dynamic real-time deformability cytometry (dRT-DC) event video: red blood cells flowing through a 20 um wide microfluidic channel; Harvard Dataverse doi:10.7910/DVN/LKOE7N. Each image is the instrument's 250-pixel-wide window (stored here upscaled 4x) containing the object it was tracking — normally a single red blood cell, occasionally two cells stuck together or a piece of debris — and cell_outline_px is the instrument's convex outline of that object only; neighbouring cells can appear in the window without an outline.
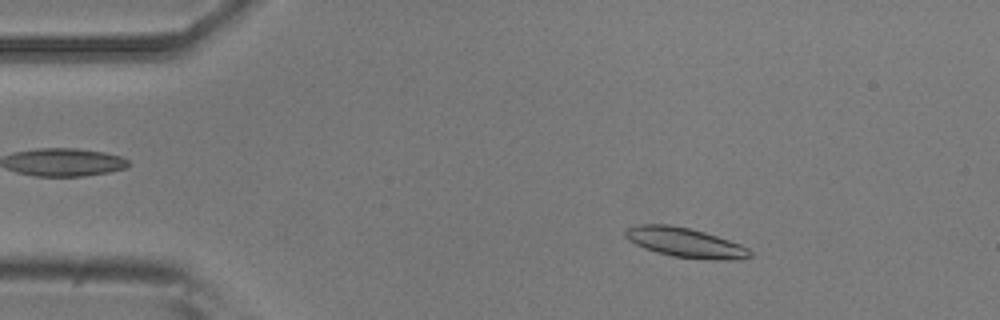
{"species": "common noctule bat (a hibernating species)", "species_latin": "Nyctalus noctula", "temperature_condition": "room temperature", "stored_images_in_passage": 51, "camera_frame_rate_fps": 3000, "um_per_image_px": 0.085, "animal": {"sex": "male", "body_mass_g": 20.5, "forearm_length_mm": 52.5}, "frame": {"image": 1, "passage_image": 8, "time_ms": 2.333, "image_size_px": [1000, 320], "cell_outline_px": [[752, 256], [740, 260], [720, 260], [672, 256], [656, 252], [644, 248], [628, 240], [624, 236], [624, 232], [628, 228], [636, 224], [668, 224], [688, 228], [704, 232], [740, 244], [748, 248], [752, 252]], "centroid_in_image_um": [58.24, 20.62], "position_along_channel_um": 26.8, "area_um2": 21.44}}
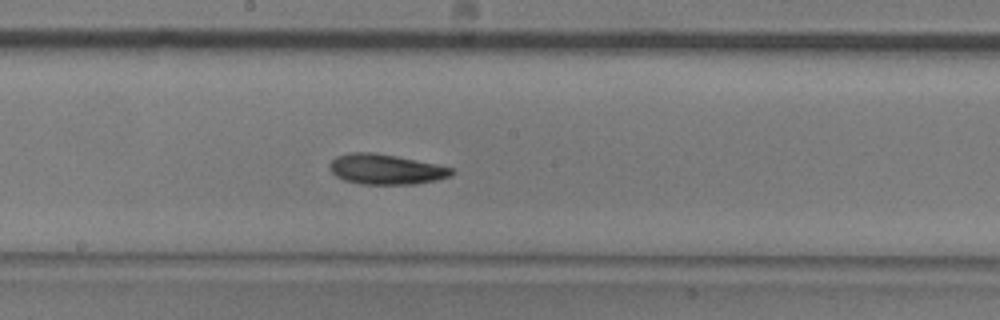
{"frame": {"image": 2, "passage_image": 27, "time_ms": 8.667, "image_size_px": [1000, 320], "cell_outline_px": [[456, 172], [452, 176], [436, 180], [416, 184], [360, 184], [344, 180], [336, 176], [328, 168], [328, 164], [336, 156], [348, 152], [372, 152], [396, 156], [436, 164], [452, 168]], "centroid_in_image_um": [32.78, 14.39], "position_along_channel_um": 215.4, "area_um2": 21.62}}
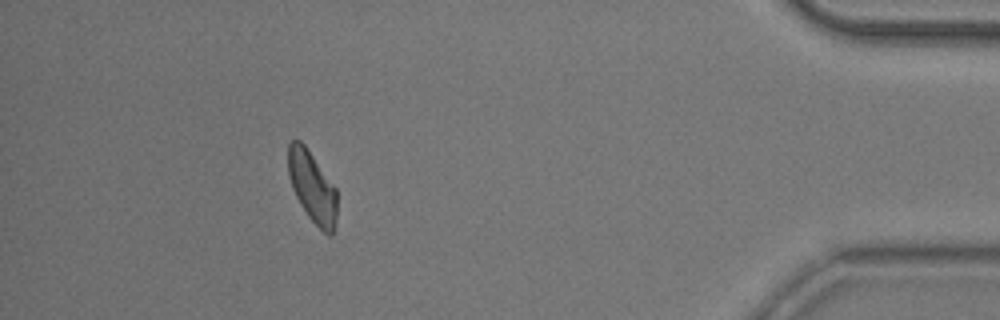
{"frame": {"image": 3, "passage_image": 46, "time_ms": 15.0, "image_size_px": [1000, 320], "cell_outline_px": [[336, 220], [332, 236], [328, 236], [308, 216], [300, 204], [292, 188], [288, 172], [288, 144], [292, 140], [300, 140], [304, 144], [336, 188]], "centroid_in_image_um": [26.53, 15.89], "position_along_channel_um": 408.7, "area_um2": 20.06}, "authors_computed_cell_mechanics": {"area_um2": 20.808, "velocity_mm_per_s": 3.9206, "shape_relaxation_time_tau1_ms": 3.121, "shape_relaxation_time_tau2_ms": null, "deformation_change_tau1": 0.1419, "deformation_change_tau2": null}}